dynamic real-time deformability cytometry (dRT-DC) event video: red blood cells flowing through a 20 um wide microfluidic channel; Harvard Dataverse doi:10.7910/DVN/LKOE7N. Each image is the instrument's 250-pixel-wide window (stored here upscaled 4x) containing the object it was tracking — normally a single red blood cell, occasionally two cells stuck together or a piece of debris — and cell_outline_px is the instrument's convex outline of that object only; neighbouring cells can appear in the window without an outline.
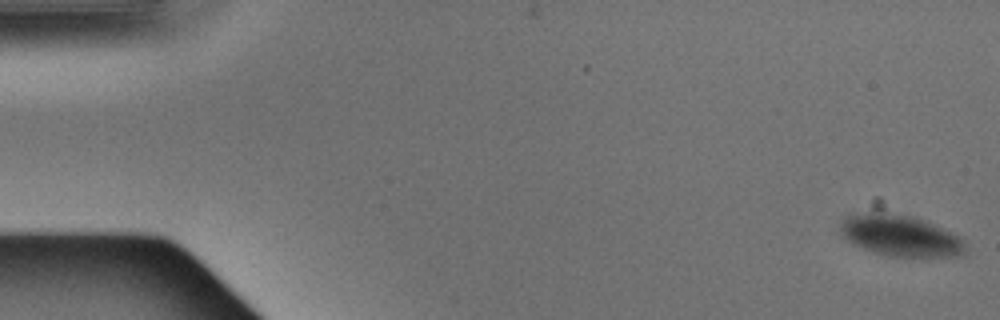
{"species": "Egyptian fruit bat (a non-hibernating species)", "species_latin": "Rousettus aegyptiacus", "temperature_condition": "warm", "stored_images_in_passage": 3, "camera_frame_rate_fps": 3000, "um_per_image_px": 0.085, "animal": {"sex": "male"}, "frame": {"image": 1, "passage_image": 3, "time_ms": 0.667, "image_size_px": [1000, 320], "cell_outline_px": [[964, 256], [888, 256], [864, 248], [840, 236], [840, 224], [844, 216], [848, 212], [868, 212], [912, 216], [924, 220], [956, 236], [964, 244]], "centroid_in_image_um": [76.42, 20.01], "position_along_channel_um": 8.6, "area_um2": 29.54}}